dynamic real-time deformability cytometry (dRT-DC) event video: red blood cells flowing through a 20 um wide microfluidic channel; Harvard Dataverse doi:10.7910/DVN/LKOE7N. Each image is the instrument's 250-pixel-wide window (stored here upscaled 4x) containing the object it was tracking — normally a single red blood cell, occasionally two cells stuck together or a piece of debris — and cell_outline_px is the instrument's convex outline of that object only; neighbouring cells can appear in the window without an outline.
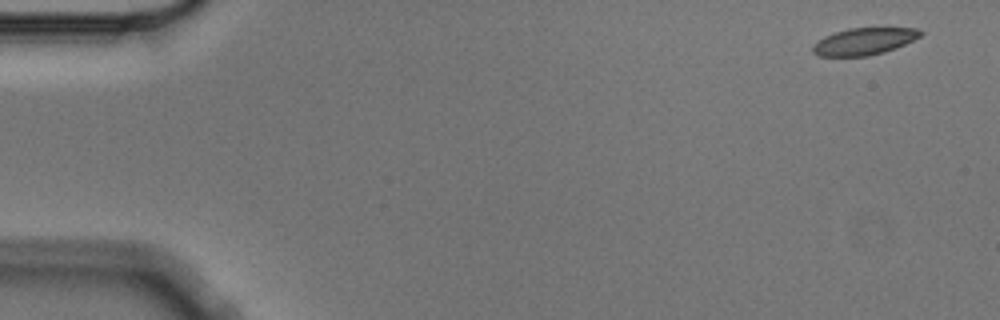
{"species": "Egyptian fruit bat (a non-hibernating species)", "species_latin": "Rousettus aegyptiacus", "temperature_condition": "cold", "stored_images_in_passage": 6, "segment_of_instrument_passage": [1, 2], "camera_frame_rate_fps": 3000, "um_per_image_px": 0.085, "animal": {"sex": "male"}, "frame": {"image": 1, "passage_image": 1, "time_ms": 0.0, "image_size_px": [1000, 320], "cell_outline_px": [[924, 32], [920, 36], [896, 48], [884, 52], [868, 56], [816, 56], [812, 52], [812, 44], [824, 36], [848, 28], [916, 28]], "centroid_in_image_um": [73.4, 3.52], "position_along_channel_um": 11.6, "area_um2": 16.94}}
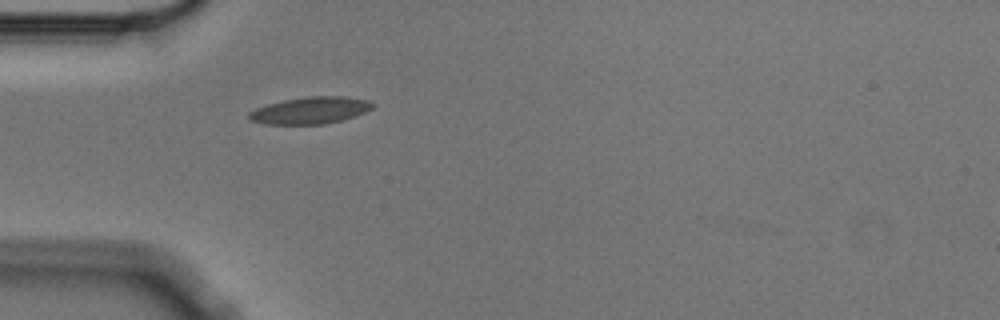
{"frame": {"image": 2, "passage_image": 5, "time_ms": 1.333, "image_size_px": [1000, 320], "cell_outline_px": [[376, 104], [372, 108], [356, 116], [324, 124], [264, 124], [248, 120], [248, 112], [256, 108], [268, 104], [284, 100], [308, 96], [348, 96], [368, 100]], "centroid_in_image_um": [26.38, 9.38], "position_along_channel_um": 58.6, "area_um2": 19.48}}